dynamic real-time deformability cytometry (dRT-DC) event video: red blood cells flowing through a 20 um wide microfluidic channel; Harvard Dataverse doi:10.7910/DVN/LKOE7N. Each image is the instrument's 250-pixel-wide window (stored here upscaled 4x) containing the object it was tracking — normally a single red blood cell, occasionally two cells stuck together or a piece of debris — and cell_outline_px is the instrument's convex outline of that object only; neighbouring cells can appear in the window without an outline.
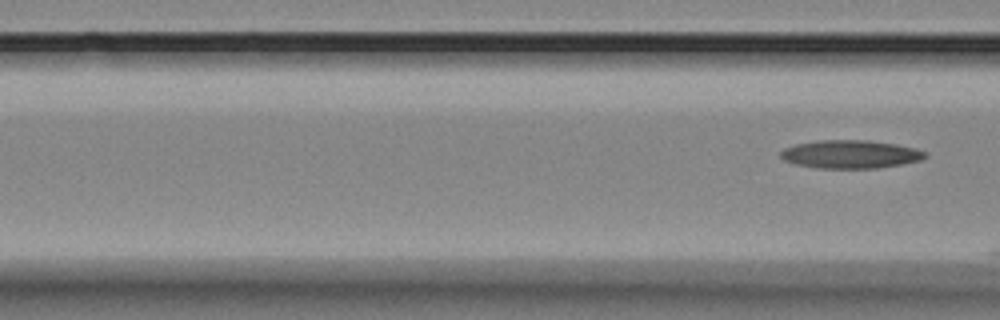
{"species": "Egyptian fruit bat (a non-hibernating species)", "species_latin": "Rousettus aegyptiacus", "temperature_condition": "room temperature", "stored_images_in_passage": 4, "segment_of_instrument_passage": [2, 2], "camera_frame_rate_fps": 3000, "um_per_image_px": 0.085, "animal": {"sex": "female"}, "frame": {"image": 1, "passage_image": 4, "time_ms": 3.333, "image_size_px": [1000, 320], "cell_outline_px": [[928, 156], [920, 160], [900, 164], [876, 168], [816, 168], [796, 164], [784, 160], [780, 156], [780, 152], [784, 148], [796, 144], [820, 140], [868, 140], [896, 144], [916, 148], [928, 152]], "centroid_in_image_um": [72.3, 13.1], "position_along_channel_um": 94.3, "area_um2": 23.76}}